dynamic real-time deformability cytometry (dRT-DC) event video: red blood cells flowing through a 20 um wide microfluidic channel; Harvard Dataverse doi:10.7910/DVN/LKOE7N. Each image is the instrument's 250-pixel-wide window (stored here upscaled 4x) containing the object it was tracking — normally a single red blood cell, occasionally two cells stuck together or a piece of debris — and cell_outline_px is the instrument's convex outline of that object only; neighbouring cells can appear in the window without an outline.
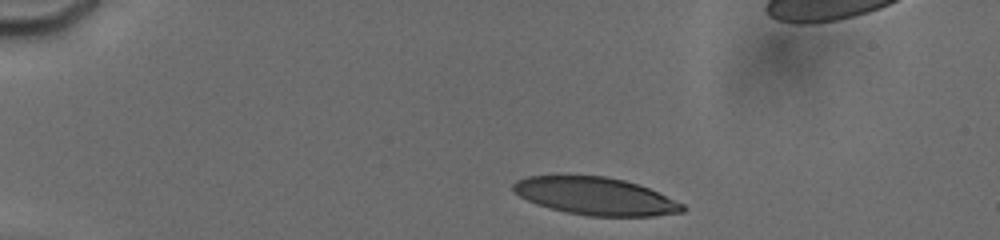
{"species": "human", "species_latin": "Homo sapiens", "temperature_condition": "cold", "stored_images_in_passage": 7, "camera_frame_rate_fps": 3000, "um_per_image_px": 0.085, "donor": {"sex": "male"}, "frame": {"image": 1, "passage_image": 1, "time_ms": 0.0, "image_size_px": [1000, 240], "cell_outline_px": [[684, 212], [652, 216], [588, 216], [568, 212], [536, 204], [512, 192], [512, 184], [516, 180], [528, 176], [604, 176], [624, 180], [648, 188], [684, 204]], "centroid_in_image_um": [50.59, 16.67], "position_along_channel_um": 34.4, "area_um2": 36.76}}
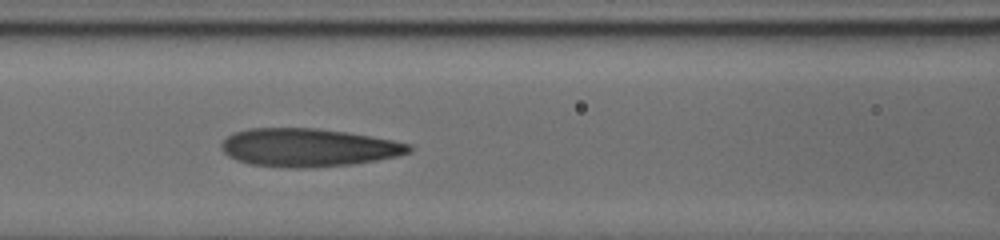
{"frame": {"image": 2, "passage_image": 6, "time_ms": 4.667, "image_size_px": [1000, 240], "cell_outline_px": [[412, 152], [400, 156], [352, 164], [312, 168], [292, 168], [252, 164], [236, 160], [228, 156], [220, 148], [224, 140], [228, 136], [236, 132], [248, 128], [316, 128], [344, 132], [392, 140], [412, 144]], "centroid_in_image_um": [26.22, 12.55], "position_along_channel_um": 140.4, "area_um2": 41.67}}
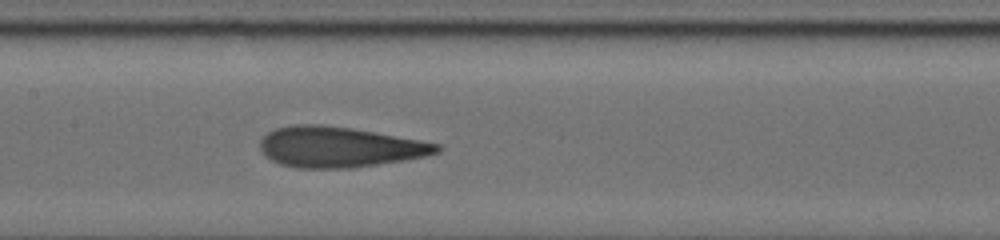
{"frame": {"image": 3, "passage_image": 7, "time_ms": 5.667, "image_size_px": [1000, 240], "cell_outline_px": [[440, 152], [424, 156], [352, 168], [300, 168], [280, 164], [264, 156], [260, 148], [260, 136], [276, 128], [292, 124], [324, 124], [352, 128], [440, 144]], "centroid_in_image_um": [28.76, 12.48], "position_along_channel_um": 178.6, "area_um2": 41.62}}